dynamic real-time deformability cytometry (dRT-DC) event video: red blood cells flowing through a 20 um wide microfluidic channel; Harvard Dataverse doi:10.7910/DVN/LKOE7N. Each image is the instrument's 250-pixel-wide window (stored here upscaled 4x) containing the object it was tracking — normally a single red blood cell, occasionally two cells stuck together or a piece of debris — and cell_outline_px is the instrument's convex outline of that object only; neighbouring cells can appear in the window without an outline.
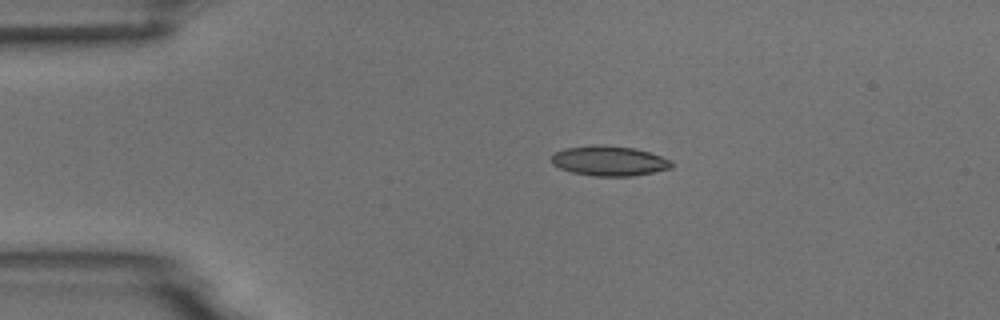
{"species": "common noctule bat (a hibernating species)", "species_latin": "Nyctalus noctula", "temperature_condition": "room temperature", "stored_images_in_passage": 3, "camera_frame_rate_fps": 3000, "um_per_image_px": 0.085, "animal": {"sex": "male", "body_mass_g": 18.8}, "frame": {"image": 1, "passage_image": 2, "time_ms": 1.333, "image_size_px": [1000, 320], "cell_outline_px": [[672, 168], [632, 176], [596, 176], [572, 172], [560, 168], [552, 164], [552, 156], [556, 152], [564, 148], [592, 144], [600, 144], [636, 148], [672, 160]], "centroid_in_image_um": [51.78, 13.66], "position_along_channel_um": 33.2, "area_um2": 20.98}}